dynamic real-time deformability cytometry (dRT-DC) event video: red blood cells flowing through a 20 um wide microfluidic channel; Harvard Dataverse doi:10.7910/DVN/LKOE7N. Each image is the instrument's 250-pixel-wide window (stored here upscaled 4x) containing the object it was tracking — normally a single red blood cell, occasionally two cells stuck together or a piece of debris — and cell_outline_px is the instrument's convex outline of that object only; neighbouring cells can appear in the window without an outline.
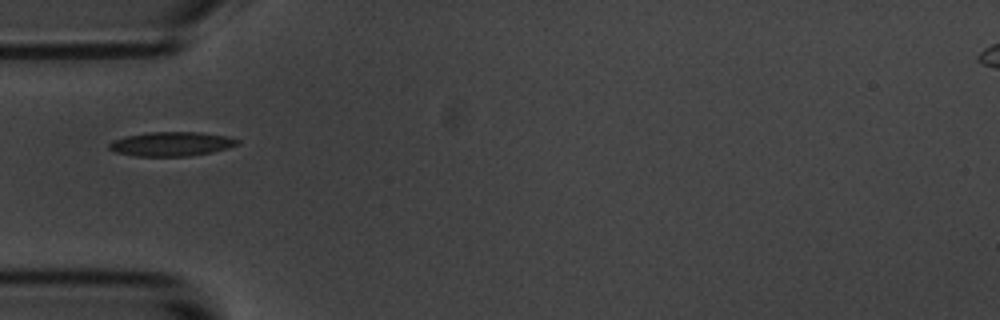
{"species": "common noctule bat (a hibernating species)", "species_latin": "Nyctalus noctula", "temperature_condition": "room temperature", "stored_images_in_passage": 9, "camera_frame_rate_fps": 3000, "um_per_image_px": 0.085, "animal": {"sex": "male", "body_mass_g": 20.1, "forearm_length_mm": 53.5}, "frame": {"image": 1, "passage_image": 4, "time_ms": 3.333, "image_size_px": [1000, 320], "cell_outline_px": [[240, 144], [228, 148], [212, 152], [188, 156], [136, 156], [116, 152], [108, 148], [108, 144], [112, 140], [124, 136], [148, 132], [200, 132], [228, 136], [240, 140]], "centroid_in_image_um": [14.58, 12.23], "position_along_channel_um": 70.4, "area_um2": 18.26}}
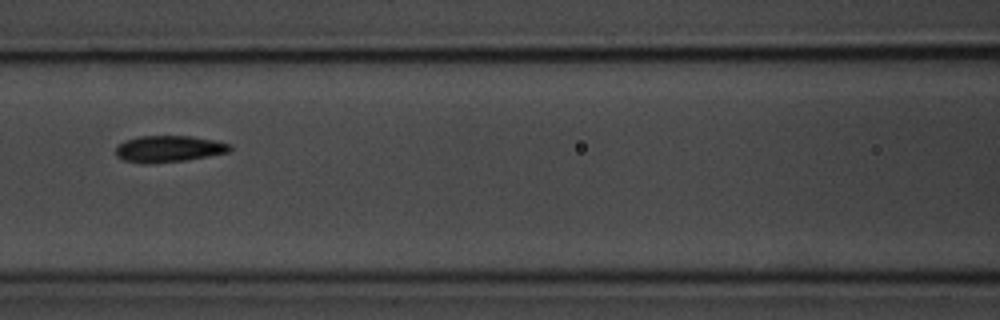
{"frame": {"image": 2, "passage_image": 6, "time_ms": 5.667, "image_size_px": [1000, 320], "cell_outline_px": [[232, 152], [184, 160], [148, 164], [144, 164], [124, 160], [116, 156], [116, 144], [124, 140], [140, 136], [192, 136], [216, 140], [232, 144]], "centroid_in_image_um": [14.36, 12.64], "position_along_channel_um": 152.2, "area_um2": 17.92}}
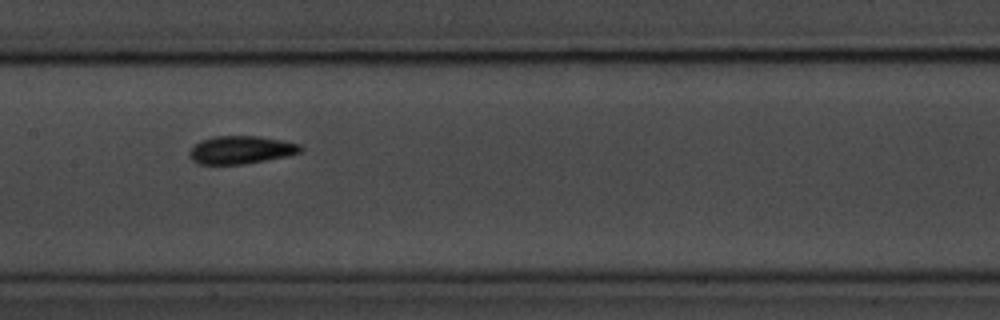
{"frame": {"image": 3, "passage_image": 7, "time_ms": 6.667, "image_size_px": [1000, 320], "cell_outline_px": [[304, 148], [300, 152], [284, 156], [244, 164], [200, 164], [192, 160], [188, 156], [188, 152], [200, 140], [212, 136], [260, 136], [300, 144]], "centroid_in_image_um": [20.44, 12.73], "position_along_channel_um": 187.0, "area_um2": 17.98}}